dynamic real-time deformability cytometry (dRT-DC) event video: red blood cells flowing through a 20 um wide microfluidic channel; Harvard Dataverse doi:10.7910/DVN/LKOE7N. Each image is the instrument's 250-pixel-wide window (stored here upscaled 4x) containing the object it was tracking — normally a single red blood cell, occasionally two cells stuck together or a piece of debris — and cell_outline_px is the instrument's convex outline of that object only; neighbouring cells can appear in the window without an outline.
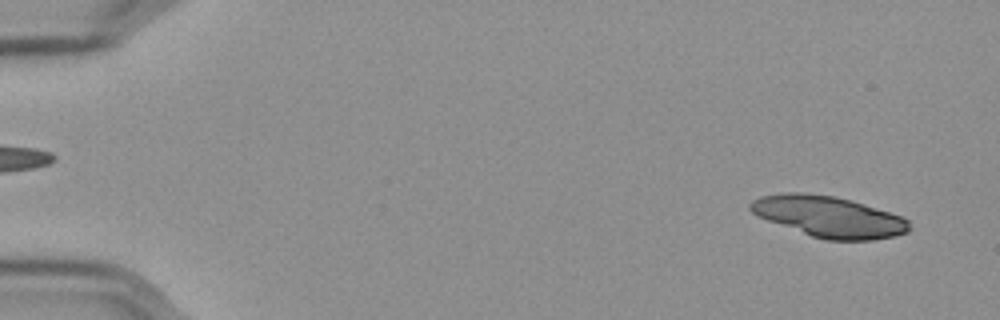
{"species": "Egyptian fruit bat (a non-hibernating species)", "species_latin": "Rousettus aegyptiacus", "temperature_condition": "cold", "stored_images_in_passage": 22, "camera_frame_rate_fps": 3000, "um_per_image_px": 0.085, "frame": {"image": 1, "passage_image": 4, "time_ms": 1.0, "image_size_px": [1000, 320], "cell_outline_px": [[912, 228], [908, 232], [896, 236], [872, 240], [824, 240], [812, 236], [768, 220], [752, 212], [748, 208], [748, 204], [752, 200], [760, 196], [784, 192], [804, 192], [832, 196], [852, 200], [900, 216], [908, 220]], "centroid_in_image_um": [70.45, 18.41], "position_along_channel_um": 14.5, "area_um2": 37.86}}